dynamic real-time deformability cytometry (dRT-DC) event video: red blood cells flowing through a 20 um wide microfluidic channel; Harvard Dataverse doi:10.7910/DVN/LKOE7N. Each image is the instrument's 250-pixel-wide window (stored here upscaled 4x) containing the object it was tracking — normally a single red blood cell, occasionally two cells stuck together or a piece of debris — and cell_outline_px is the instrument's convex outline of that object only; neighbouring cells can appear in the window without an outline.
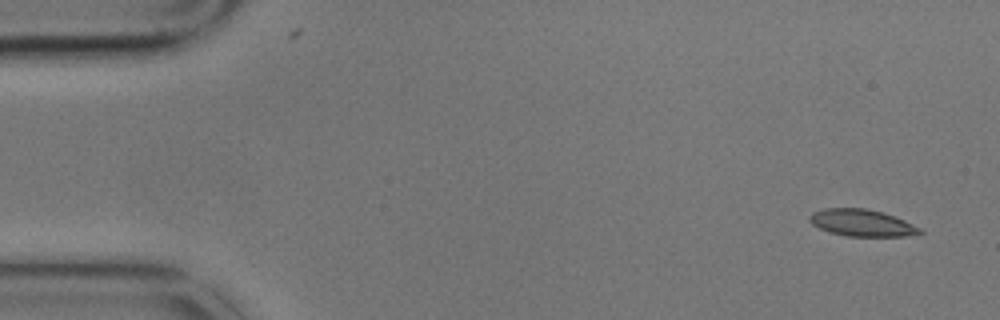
{"species": "common noctule bat (a hibernating species)", "species_latin": "Nyctalus noctula", "temperature_condition": "cold", "stored_images_in_passage": 12, "camera_frame_rate_fps": 3000, "um_per_image_px": 0.085, "animal": {"sex": "male", "body_mass_g": 17.9}, "frame": {"image": 1, "passage_image": 1, "time_ms": 0.0, "image_size_px": [1000, 320], "cell_outline_px": [[924, 232], [904, 236], [848, 236], [828, 232], [812, 224], [808, 220], [808, 216], [812, 212], [824, 208], [864, 208], [880, 212], [904, 220], [920, 228]], "centroid_in_image_um": [73.19, 18.94], "position_along_channel_um": 11.8, "area_um2": 17.11}}
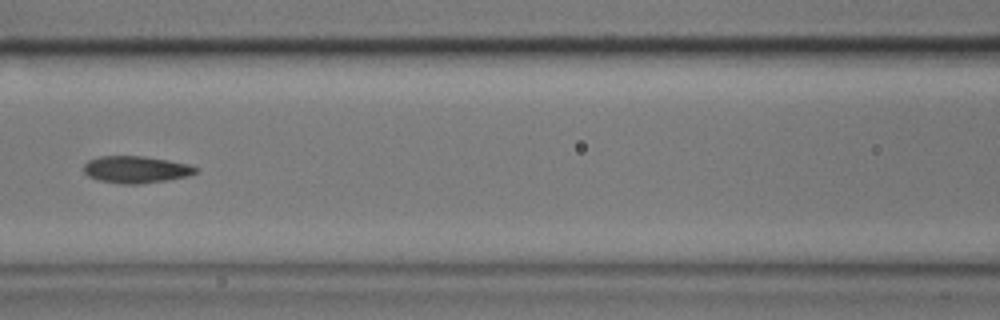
{"frame": {"image": 2, "passage_image": 6, "time_ms": 1.667, "image_size_px": [1000, 320], "cell_outline_px": [[200, 168], [196, 172], [188, 176], [168, 180], [140, 184], [120, 184], [100, 180], [88, 176], [84, 172], [84, 164], [88, 160], [100, 156], [144, 156], [168, 160], [188, 164]], "centroid_in_image_um": [11.57, 14.41], "position_along_channel_um": 155.0, "area_um2": 17.69}}
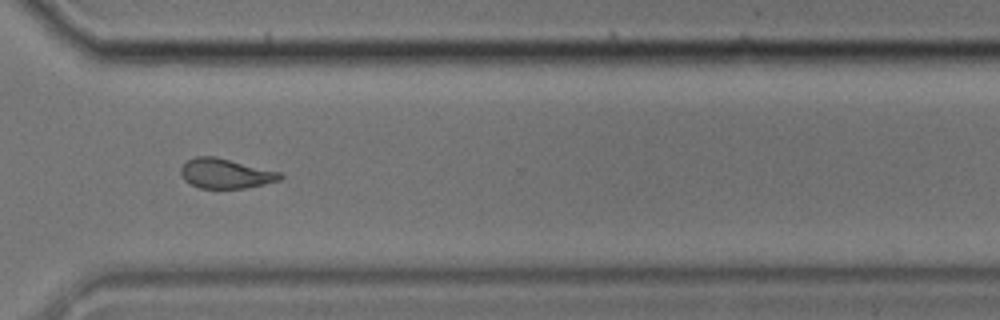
{"frame": {"image": 3, "passage_image": 11, "time_ms": 3.333, "image_size_px": [1000, 320], "cell_outline_px": [[284, 176], [280, 180], [264, 184], [244, 188], [200, 188], [184, 180], [180, 172], [180, 168], [188, 160], [196, 156], [216, 156], [280, 172]], "centroid_in_image_um": [19.17, 14.74], "position_along_channel_um": 351.4, "area_um2": 17.17}}